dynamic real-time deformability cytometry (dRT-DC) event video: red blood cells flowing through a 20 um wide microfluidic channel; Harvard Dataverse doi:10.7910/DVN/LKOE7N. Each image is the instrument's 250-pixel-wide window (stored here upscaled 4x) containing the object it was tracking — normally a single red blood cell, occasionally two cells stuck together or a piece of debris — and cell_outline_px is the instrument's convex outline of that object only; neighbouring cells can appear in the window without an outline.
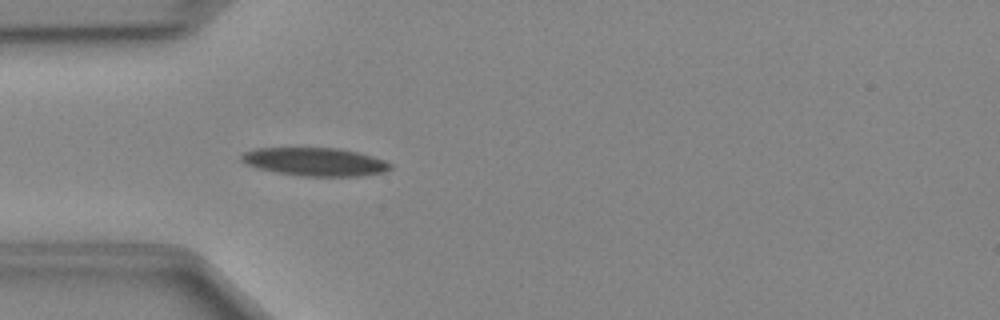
{"species": "Egyptian fruit bat (a non-hibernating species)", "species_latin": "Rousettus aegyptiacus", "temperature_condition": "cold", "stored_images_in_passage": 35, "camera_frame_rate_fps": 3000, "um_per_image_px": 0.085, "animal": {"sex": "female"}, "frame": {"image": 1, "passage_image": 1, "time_ms": 0.0, "image_size_px": [1000, 320], "cell_outline_px": [[392, 168], [384, 172], [360, 176], [304, 176], [276, 172], [256, 168], [240, 160], [240, 156], [244, 152], [256, 148], [340, 148], [360, 152], [384, 160], [392, 164]], "centroid_in_image_um": [26.8, 13.75], "position_along_channel_um": 58.2, "area_um2": 24.57}}
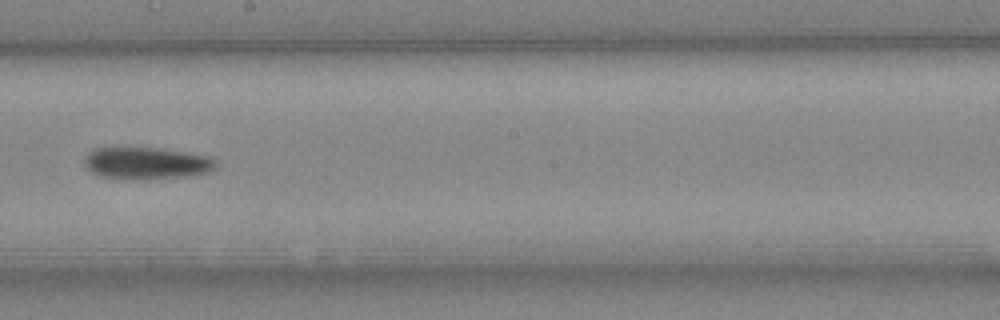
{"frame": {"image": 2, "passage_image": 14, "time_ms": 4.333, "image_size_px": [1000, 320], "cell_outline_px": [[216, 168], [212, 172], [192, 176], [148, 180], [128, 180], [96, 176], [88, 172], [84, 164], [84, 160], [88, 152], [96, 148], [160, 148], [208, 156], [216, 160]], "centroid_in_image_um": [12.44, 13.91], "position_along_channel_um": 235.8, "area_um2": 25.26}}
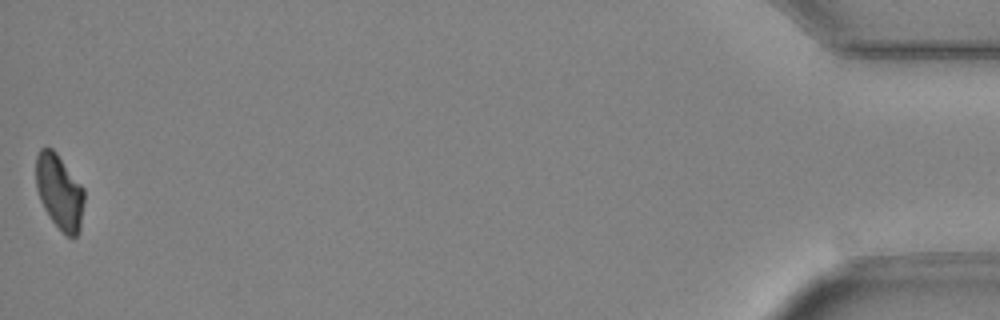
{"frame": {"image": 3, "passage_image": 35, "time_ms": 11.333, "image_size_px": [1000, 320], "cell_outline_px": [[84, 200], [80, 228], [76, 236], [72, 240], [64, 236], [52, 220], [44, 208], [40, 200], [36, 188], [36, 156], [40, 148], [52, 148], [56, 152], [84, 188]], "centroid_in_image_um": [5.06, 16.34], "position_along_channel_um": 430.1, "area_um2": 21.21}}